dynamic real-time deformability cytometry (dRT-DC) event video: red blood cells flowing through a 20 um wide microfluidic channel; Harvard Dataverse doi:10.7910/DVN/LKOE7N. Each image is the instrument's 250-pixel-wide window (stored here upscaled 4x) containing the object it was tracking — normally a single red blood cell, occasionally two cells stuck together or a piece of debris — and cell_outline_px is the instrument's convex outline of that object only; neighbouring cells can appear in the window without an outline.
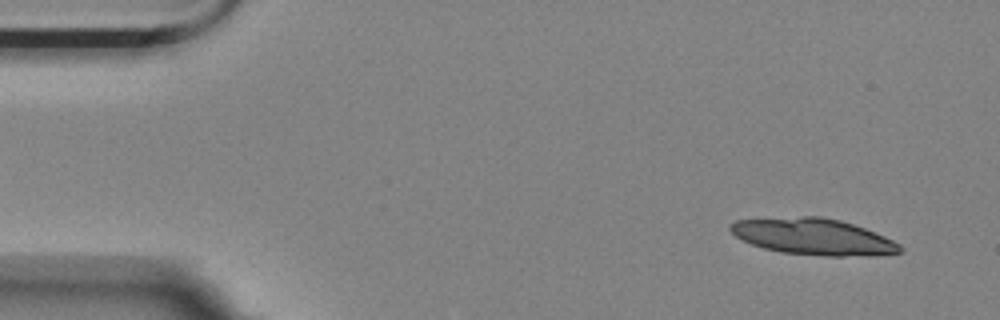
{"species": "Egyptian fruit bat (a non-hibernating species)", "species_latin": "Rousettus aegyptiacus", "temperature_condition": "room temperature", "stored_images_in_passage": 4, "segment_of_instrument_passage": [2, 2], "camera_frame_rate_fps": 3000, "um_per_image_px": 0.085, "animal": {"sex": "female"}, "frame": {"image": 1, "passage_image": 4, "time_ms": 3.333, "image_size_px": [1000, 320], "cell_outline_px": [[904, 252], [872, 256], [824, 256], [780, 252], [764, 248], [752, 244], [736, 236], [728, 228], [728, 224], [736, 220], [804, 216], [820, 216], [840, 220], [864, 228], [884, 236], [900, 244], [904, 248]], "centroid_in_image_um": [69.16, 20.12], "position_along_channel_um": 15.8, "area_um2": 36.01}}